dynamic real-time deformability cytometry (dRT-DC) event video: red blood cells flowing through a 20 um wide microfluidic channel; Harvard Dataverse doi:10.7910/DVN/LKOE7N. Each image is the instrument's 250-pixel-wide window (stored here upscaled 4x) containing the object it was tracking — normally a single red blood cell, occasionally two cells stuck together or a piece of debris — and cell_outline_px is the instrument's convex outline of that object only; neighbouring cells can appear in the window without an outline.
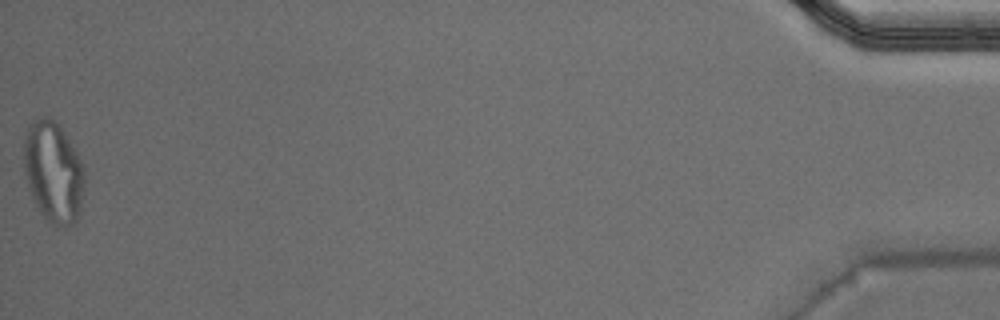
{"species": "Egyptian fruit bat (a non-hibernating species)", "species_latin": "Rousettus aegyptiacus", "temperature_condition": "warm", "stored_images_in_passage": 51, "segment_of_instrument_passage": [2, 2], "camera_frame_rate_fps": 3000, "um_per_image_px": 0.085, "animal": {"sex": "male"}, "frame": {"image": 1, "passage_image": 51, "time_ms": 16.667, "image_size_px": [1000, 320], "cell_outline_px": [[84, 184], [80, 212], [76, 220], [72, 224], [64, 228], [56, 228], [40, 212], [28, 188], [24, 172], [24, 136], [28, 124], [36, 116], [44, 116], [52, 120], [64, 132], [76, 152], [80, 160], [84, 172]], "centroid_in_image_um": [4.51, 14.63], "position_along_channel_um": 430.7, "area_um2": 35.84}}